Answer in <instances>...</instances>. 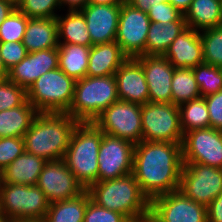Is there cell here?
<instances>
[{
    "label": "cell",
    "instance_id": "6da1fadb",
    "mask_svg": "<svg viewBox=\"0 0 222 222\" xmlns=\"http://www.w3.org/2000/svg\"><path fill=\"white\" fill-rule=\"evenodd\" d=\"M181 144L144 140L135 144L132 174L150 201L179 190L183 167Z\"/></svg>",
    "mask_w": 222,
    "mask_h": 222
},
{
    "label": "cell",
    "instance_id": "7a4b0ae2",
    "mask_svg": "<svg viewBox=\"0 0 222 222\" xmlns=\"http://www.w3.org/2000/svg\"><path fill=\"white\" fill-rule=\"evenodd\" d=\"M79 123L67 113H38L23 136L25 151L45 161L63 159Z\"/></svg>",
    "mask_w": 222,
    "mask_h": 222
},
{
    "label": "cell",
    "instance_id": "3957f363",
    "mask_svg": "<svg viewBox=\"0 0 222 222\" xmlns=\"http://www.w3.org/2000/svg\"><path fill=\"white\" fill-rule=\"evenodd\" d=\"M87 191L97 205L122 213L129 220L149 219L151 201L142 192L133 174L98 181Z\"/></svg>",
    "mask_w": 222,
    "mask_h": 222
},
{
    "label": "cell",
    "instance_id": "277c9868",
    "mask_svg": "<svg viewBox=\"0 0 222 222\" xmlns=\"http://www.w3.org/2000/svg\"><path fill=\"white\" fill-rule=\"evenodd\" d=\"M103 132L93 123H79L74 129L63 161L87 190L98 182V153Z\"/></svg>",
    "mask_w": 222,
    "mask_h": 222
},
{
    "label": "cell",
    "instance_id": "5b68a950",
    "mask_svg": "<svg viewBox=\"0 0 222 222\" xmlns=\"http://www.w3.org/2000/svg\"><path fill=\"white\" fill-rule=\"evenodd\" d=\"M118 100L114 75L85 76L75 81L74 98L67 114L80 123L94 122L105 109Z\"/></svg>",
    "mask_w": 222,
    "mask_h": 222
},
{
    "label": "cell",
    "instance_id": "8992f818",
    "mask_svg": "<svg viewBox=\"0 0 222 222\" xmlns=\"http://www.w3.org/2000/svg\"><path fill=\"white\" fill-rule=\"evenodd\" d=\"M75 80L60 68L41 75L26 90L38 113H67L74 98Z\"/></svg>",
    "mask_w": 222,
    "mask_h": 222
},
{
    "label": "cell",
    "instance_id": "52a82bcc",
    "mask_svg": "<svg viewBox=\"0 0 222 222\" xmlns=\"http://www.w3.org/2000/svg\"><path fill=\"white\" fill-rule=\"evenodd\" d=\"M49 206L37 185L0 183V214L9 221H43Z\"/></svg>",
    "mask_w": 222,
    "mask_h": 222
},
{
    "label": "cell",
    "instance_id": "ba28073f",
    "mask_svg": "<svg viewBox=\"0 0 222 222\" xmlns=\"http://www.w3.org/2000/svg\"><path fill=\"white\" fill-rule=\"evenodd\" d=\"M142 140L182 143L179 106L147 102L141 105Z\"/></svg>",
    "mask_w": 222,
    "mask_h": 222
},
{
    "label": "cell",
    "instance_id": "9c48e42d",
    "mask_svg": "<svg viewBox=\"0 0 222 222\" xmlns=\"http://www.w3.org/2000/svg\"><path fill=\"white\" fill-rule=\"evenodd\" d=\"M104 134L132 142L142 141L141 105L118 100L93 122Z\"/></svg>",
    "mask_w": 222,
    "mask_h": 222
},
{
    "label": "cell",
    "instance_id": "30bf717a",
    "mask_svg": "<svg viewBox=\"0 0 222 222\" xmlns=\"http://www.w3.org/2000/svg\"><path fill=\"white\" fill-rule=\"evenodd\" d=\"M179 191L207 207L222 192V169L201 163H183Z\"/></svg>",
    "mask_w": 222,
    "mask_h": 222
},
{
    "label": "cell",
    "instance_id": "8fae6325",
    "mask_svg": "<svg viewBox=\"0 0 222 222\" xmlns=\"http://www.w3.org/2000/svg\"><path fill=\"white\" fill-rule=\"evenodd\" d=\"M149 219L152 222H207V207L176 190L151 200Z\"/></svg>",
    "mask_w": 222,
    "mask_h": 222
},
{
    "label": "cell",
    "instance_id": "7c38bea8",
    "mask_svg": "<svg viewBox=\"0 0 222 222\" xmlns=\"http://www.w3.org/2000/svg\"><path fill=\"white\" fill-rule=\"evenodd\" d=\"M151 25L150 18L124 1L121 4L115 41L128 58L146 55V40Z\"/></svg>",
    "mask_w": 222,
    "mask_h": 222
},
{
    "label": "cell",
    "instance_id": "4fadbf2b",
    "mask_svg": "<svg viewBox=\"0 0 222 222\" xmlns=\"http://www.w3.org/2000/svg\"><path fill=\"white\" fill-rule=\"evenodd\" d=\"M183 163H201L222 169V131L212 127L193 129L183 135Z\"/></svg>",
    "mask_w": 222,
    "mask_h": 222
},
{
    "label": "cell",
    "instance_id": "5bb4252c",
    "mask_svg": "<svg viewBox=\"0 0 222 222\" xmlns=\"http://www.w3.org/2000/svg\"><path fill=\"white\" fill-rule=\"evenodd\" d=\"M134 149L132 142L103 133L98 153V181L132 174Z\"/></svg>",
    "mask_w": 222,
    "mask_h": 222
},
{
    "label": "cell",
    "instance_id": "9a60e30c",
    "mask_svg": "<svg viewBox=\"0 0 222 222\" xmlns=\"http://www.w3.org/2000/svg\"><path fill=\"white\" fill-rule=\"evenodd\" d=\"M36 185L50 203L78 197L85 191L63 159L46 161Z\"/></svg>",
    "mask_w": 222,
    "mask_h": 222
},
{
    "label": "cell",
    "instance_id": "2e32d148",
    "mask_svg": "<svg viewBox=\"0 0 222 222\" xmlns=\"http://www.w3.org/2000/svg\"><path fill=\"white\" fill-rule=\"evenodd\" d=\"M136 59L141 63L148 84V102L172 103L175 67L163 55H142Z\"/></svg>",
    "mask_w": 222,
    "mask_h": 222
},
{
    "label": "cell",
    "instance_id": "e0dca14e",
    "mask_svg": "<svg viewBox=\"0 0 222 222\" xmlns=\"http://www.w3.org/2000/svg\"><path fill=\"white\" fill-rule=\"evenodd\" d=\"M59 68L58 48L28 53L18 64L8 70L7 79L26 90L41 75Z\"/></svg>",
    "mask_w": 222,
    "mask_h": 222
},
{
    "label": "cell",
    "instance_id": "ac0fdd59",
    "mask_svg": "<svg viewBox=\"0 0 222 222\" xmlns=\"http://www.w3.org/2000/svg\"><path fill=\"white\" fill-rule=\"evenodd\" d=\"M121 4L95 5L87 4L79 10L87 24L91 43L103 44L114 42L117 36Z\"/></svg>",
    "mask_w": 222,
    "mask_h": 222
},
{
    "label": "cell",
    "instance_id": "d6986e66",
    "mask_svg": "<svg viewBox=\"0 0 222 222\" xmlns=\"http://www.w3.org/2000/svg\"><path fill=\"white\" fill-rule=\"evenodd\" d=\"M119 100L144 105L149 101L148 84L141 63L128 58L114 74Z\"/></svg>",
    "mask_w": 222,
    "mask_h": 222
},
{
    "label": "cell",
    "instance_id": "ffe728a7",
    "mask_svg": "<svg viewBox=\"0 0 222 222\" xmlns=\"http://www.w3.org/2000/svg\"><path fill=\"white\" fill-rule=\"evenodd\" d=\"M175 68H194L204 63L200 31L187 27L163 55Z\"/></svg>",
    "mask_w": 222,
    "mask_h": 222
},
{
    "label": "cell",
    "instance_id": "44dd1931",
    "mask_svg": "<svg viewBox=\"0 0 222 222\" xmlns=\"http://www.w3.org/2000/svg\"><path fill=\"white\" fill-rule=\"evenodd\" d=\"M127 59L128 57L122 52L116 41L92 45L86 76L114 75Z\"/></svg>",
    "mask_w": 222,
    "mask_h": 222
},
{
    "label": "cell",
    "instance_id": "7402d4cb",
    "mask_svg": "<svg viewBox=\"0 0 222 222\" xmlns=\"http://www.w3.org/2000/svg\"><path fill=\"white\" fill-rule=\"evenodd\" d=\"M45 160L24 151L0 173V183L36 185Z\"/></svg>",
    "mask_w": 222,
    "mask_h": 222
},
{
    "label": "cell",
    "instance_id": "603a6c76",
    "mask_svg": "<svg viewBox=\"0 0 222 222\" xmlns=\"http://www.w3.org/2000/svg\"><path fill=\"white\" fill-rule=\"evenodd\" d=\"M22 42L28 53L58 48L56 18H29Z\"/></svg>",
    "mask_w": 222,
    "mask_h": 222
},
{
    "label": "cell",
    "instance_id": "cb8c5ba5",
    "mask_svg": "<svg viewBox=\"0 0 222 222\" xmlns=\"http://www.w3.org/2000/svg\"><path fill=\"white\" fill-rule=\"evenodd\" d=\"M183 16L196 31L222 26L221 0H193Z\"/></svg>",
    "mask_w": 222,
    "mask_h": 222
},
{
    "label": "cell",
    "instance_id": "d4e9b609",
    "mask_svg": "<svg viewBox=\"0 0 222 222\" xmlns=\"http://www.w3.org/2000/svg\"><path fill=\"white\" fill-rule=\"evenodd\" d=\"M37 114L28 100L18 107L0 111V138L23 137Z\"/></svg>",
    "mask_w": 222,
    "mask_h": 222
},
{
    "label": "cell",
    "instance_id": "484cf974",
    "mask_svg": "<svg viewBox=\"0 0 222 222\" xmlns=\"http://www.w3.org/2000/svg\"><path fill=\"white\" fill-rule=\"evenodd\" d=\"M56 22L59 44L92 46L86 20L79 10L68 11L65 16L58 14Z\"/></svg>",
    "mask_w": 222,
    "mask_h": 222
},
{
    "label": "cell",
    "instance_id": "4316f807",
    "mask_svg": "<svg viewBox=\"0 0 222 222\" xmlns=\"http://www.w3.org/2000/svg\"><path fill=\"white\" fill-rule=\"evenodd\" d=\"M187 28L185 17L170 21L166 26L160 22H151L147 40L146 55H164L176 37Z\"/></svg>",
    "mask_w": 222,
    "mask_h": 222
},
{
    "label": "cell",
    "instance_id": "83f0119b",
    "mask_svg": "<svg viewBox=\"0 0 222 222\" xmlns=\"http://www.w3.org/2000/svg\"><path fill=\"white\" fill-rule=\"evenodd\" d=\"M91 199L85 190L78 197L50 203L43 222H84V214Z\"/></svg>",
    "mask_w": 222,
    "mask_h": 222
},
{
    "label": "cell",
    "instance_id": "f1b7e54d",
    "mask_svg": "<svg viewBox=\"0 0 222 222\" xmlns=\"http://www.w3.org/2000/svg\"><path fill=\"white\" fill-rule=\"evenodd\" d=\"M59 68L75 81L86 76L90 47L78 44H59Z\"/></svg>",
    "mask_w": 222,
    "mask_h": 222
},
{
    "label": "cell",
    "instance_id": "f546056e",
    "mask_svg": "<svg viewBox=\"0 0 222 222\" xmlns=\"http://www.w3.org/2000/svg\"><path fill=\"white\" fill-rule=\"evenodd\" d=\"M172 103L180 105L201 97L193 68H175L171 83Z\"/></svg>",
    "mask_w": 222,
    "mask_h": 222
},
{
    "label": "cell",
    "instance_id": "4dcf8cb0",
    "mask_svg": "<svg viewBox=\"0 0 222 222\" xmlns=\"http://www.w3.org/2000/svg\"><path fill=\"white\" fill-rule=\"evenodd\" d=\"M179 110L183 133L210 127L209 111L204 97L180 104Z\"/></svg>",
    "mask_w": 222,
    "mask_h": 222
},
{
    "label": "cell",
    "instance_id": "1f68e13d",
    "mask_svg": "<svg viewBox=\"0 0 222 222\" xmlns=\"http://www.w3.org/2000/svg\"><path fill=\"white\" fill-rule=\"evenodd\" d=\"M193 73L201 97L222 90V71L220 67L203 63L194 67Z\"/></svg>",
    "mask_w": 222,
    "mask_h": 222
},
{
    "label": "cell",
    "instance_id": "d6a6232c",
    "mask_svg": "<svg viewBox=\"0 0 222 222\" xmlns=\"http://www.w3.org/2000/svg\"><path fill=\"white\" fill-rule=\"evenodd\" d=\"M203 46L204 63L222 65V26L200 31Z\"/></svg>",
    "mask_w": 222,
    "mask_h": 222
},
{
    "label": "cell",
    "instance_id": "836d02e7",
    "mask_svg": "<svg viewBox=\"0 0 222 222\" xmlns=\"http://www.w3.org/2000/svg\"><path fill=\"white\" fill-rule=\"evenodd\" d=\"M28 17L18 8L1 23L0 42H22Z\"/></svg>",
    "mask_w": 222,
    "mask_h": 222
},
{
    "label": "cell",
    "instance_id": "e575fe53",
    "mask_svg": "<svg viewBox=\"0 0 222 222\" xmlns=\"http://www.w3.org/2000/svg\"><path fill=\"white\" fill-rule=\"evenodd\" d=\"M17 8L28 18H56L61 9L59 0H22Z\"/></svg>",
    "mask_w": 222,
    "mask_h": 222
},
{
    "label": "cell",
    "instance_id": "d590c367",
    "mask_svg": "<svg viewBox=\"0 0 222 222\" xmlns=\"http://www.w3.org/2000/svg\"><path fill=\"white\" fill-rule=\"evenodd\" d=\"M27 100L26 89L14 82L0 79V111L22 105Z\"/></svg>",
    "mask_w": 222,
    "mask_h": 222
},
{
    "label": "cell",
    "instance_id": "8d00e7d4",
    "mask_svg": "<svg viewBox=\"0 0 222 222\" xmlns=\"http://www.w3.org/2000/svg\"><path fill=\"white\" fill-rule=\"evenodd\" d=\"M24 151L23 137L0 138V173Z\"/></svg>",
    "mask_w": 222,
    "mask_h": 222
},
{
    "label": "cell",
    "instance_id": "74e56055",
    "mask_svg": "<svg viewBox=\"0 0 222 222\" xmlns=\"http://www.w3.org/2000/svg\"><path fill=\"white\" fill-rule=\"evenodd\" d=\"M129 219L122 213L109 210L97 205L91 199L88 201L84 222H128Z\"/></svg>",
    "mask_w": 222,
    "mask_h": 222
},
{
    "label": "cell",
    "instance_id": "f35d334b",
    "mask_svg": "<svg viewBox=\"0 0 222 222\" xmlns=\"http://www.w3.org/2000/svg\"><path fill=\"white\" fill-rule=\"evenodd\" d=\"M27 54L23 42H0V55L7 70L18 64Z\"/></svg>",
    "mask_w": 222,
    "mask_h": 222
},
{
    "label": "cell",
    "instance_id": "ab89813d",
    "mask_svg": "<svg viewBox=\"0 0 222 222\" xmlns=\"http://www.w3.org/2000/svg\"><path fill=\"white\" fill-rule=\"evenodd\" d=\"M147 14L151 22H160L163 26L170 21H177L183 15L168 1L154 7L150 6Z\"/></svg>",
    "mask_w": 222,
    "mask_h": 222
},
{
    "label": "cell",
    "instance_id": "60d3db41",
    "mask_svg": "<svg viewBox=\"0 0 222 222\" xmlns=\"http://www.w3.org/2000/svg\"><path fill=\"white\" fill-rule=\"evenodd\" d=\"M204 98L209 111L210 127L222 131V90Z\"/></svg>",
    "mask_w": 222,
    "mask_h": 222
},
{
    "label": "cell",
    "instance_id": "b9f144b4",
    "mask_svg": "<svg viewBox=\"0 0 222 222\" xmlns=\"http://www.w3.org/2000/svg\"><path fill=\"white\" fill-rule=\"evenodd\" d=\"M207 222H222V192L207 206Z\"/></svg>",
    "mask_w": 222,
    "mask_h": 222
},
{
    "label": "cell",
    "instance_id": "7bdbcfd3",
    "mask_svg": "<svg viewBox=\"0 0 222 222\" xmlns=\"http://www.w3.org/2000/svg\"><path fill=\"white\" fill-rule=\"evenodd\" d=\"M127 3L132 5L134 8H137L143 12H148L150 6H157L162 2H167L168 0H125Z\"/></svg>",
    "mask_w": 222,
    "mask_h": 222
},
{
    "label": "cell",
    "instance_id": "ee69618b",
    "mask_svg": "<svg viewBox=\"0 0 222 222\" xmlns=\"http://www.w3.org/2000/svg\"><path fill=\"white\" fill-rule=\"evenodd\" d=\"M16 8L12 2L0 0V25Z\"/></svg>",
    "mask_w": 222,
    "mask_h": 222
},
{
    "label": "cell",
    "instance_id": "f6af8a7d",
    "mask_svg": "<svg viewBox=\"0 0 222 222\" xmlns=\"http://www.w3.org/2000/svg\"><path fill=\"white\" fill-rule=\"evenodd\" d=\"M60 7L68 6L67 11L81 10L88 4V0H59Z\"/></svg>",
    "mask_w": 222,
    "mask_h": 222
},
{
    "label": "cell",
    "instance_id": "bcb514c9",
    "mask_svg": "<svg viewBox=\"0 0 222 222\" xmlns=\"http://www.w3.org/2000/svg\"><path fill=\"white\" fill-rule=\"evenodd\" d=\"M192 1L193 0H168V2L171 3L183 15L189 8Z\"/></svg>",
    "mask_w": 222,
    "mask_h": 222
},
{
    "label": "cell",
    "instance_id": "7dc6e473",
    "mask_svg": "<svg viewBox=\"0 0 222 222\" xmlns=\"http://www.w3.org/2000/svg\"><path fill=\"white\" fill-rule=\"evenodd\" d=\"M125 0H88V4L95 5H114L122 4Z\"/></svg>",
    "mask_w": 222,
    "mask_h": 222
},
{
    "label": "cell",
    "instance_id": "c3c4849f",
    "mask_svg": "<svg viewBox=\"0 0 222 222\" xmlns=\"http://www.w3.org/2000/svg\"><path fill=\"white\" fill-rule=\"evenodd\" d=\"M7 75H8V70L5 68L1 55H0V79L7 78Z\"/></svg>",
    "mask_w": 222,
    "mask_h": 222
},
{
    "label": "cell",
    "instance_id": "681fc988",
    "mask_svg": "<svg viewBox=\"0 0 222 222\" xmlns=\"http://www.w3.org/2000/svg\"><path fill=\"white\" fill-rule=\"evenodd\" d=\"M0 222H10L6 217L0 214Z\"/></svg>",
    "mask_w": 222,
    "mask_h": 222
},
{
    "label": "cell",
    "instance_id": "f907efd6",
    "mask_svg": "<svg viewBox=\"0 0 222 222\" xmlns=\"http://www.w3.org/2000/svg\"><path fill=\"white\" fill-rule=\"evenodd\" d=\"M12 2L16 7L18 6V4L22 1V0H7Z\"/></svg>",
    "mask_w": 222,
    "mask_h": 222
},
{
    "label": "cell",
    "instance_id": "816d5d0a",
    "mask_svg": "<svg viewBox=\"0 0 222 222\" xmlns=\"http://www.w3.org/2000/svg\"><path fill=\"white\" fill-rule=\"evenodd\" d=\"M147 219H134V220H129L128 222H145Z\"/></svg>",
    "mask_w": 222,
    "mask_h": 222
},
{
    "label": "cell",
    "instance_id": "f5cc1de1",
    "mask_svg": "<svg viewBox=\"0 0 222 222\" xmlns=\"http://www.w3.org/2000/svg\"><path fill=\"white\" fill-rule=\"evenodd\" d=\"M10 222H43V221H31V220H26V221H10Z\"/></svg>",
    "mask_w": 222,
    "mask_h": 222
}]
</instances>
